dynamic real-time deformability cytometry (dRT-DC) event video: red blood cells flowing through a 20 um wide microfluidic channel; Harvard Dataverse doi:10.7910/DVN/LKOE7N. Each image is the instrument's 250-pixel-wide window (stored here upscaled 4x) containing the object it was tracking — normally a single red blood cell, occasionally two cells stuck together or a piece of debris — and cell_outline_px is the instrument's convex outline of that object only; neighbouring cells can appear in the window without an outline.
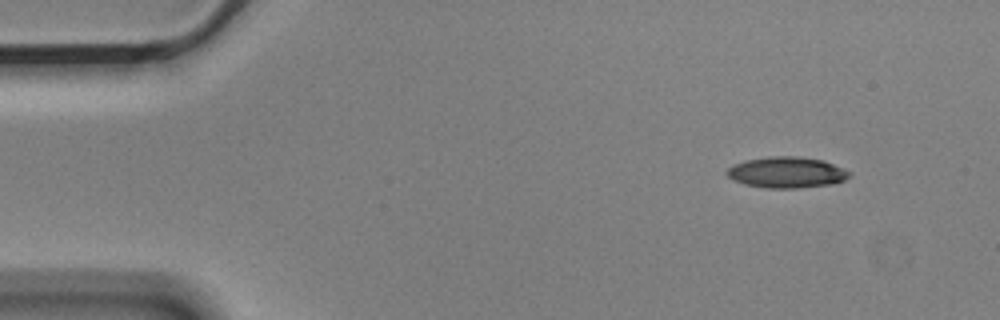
{"species": "Egyptian fruit bat (a non-hibernating species)", "species_latin": "Rousettus aegyptiacus", "temperature_condition": "cold", "stored_images_in_passage": 4, "camera_frame_rate_fps": 3000, "um_per_image_px": 0.085, "animal": {"sex": "male"}, "frame": {"image": 1, "passage_image": 1, "time_ms": 0.0, "image_size_px": [1000, 320], "cell_outline_px": [[852, 176], [844, 180], [832, 184], [800, 188], [764, 188], [744, 184], [732, 180], [724, 172], [732, 164], [744, 160], [768, 156], [796, 156], [824, 160], [844, 168], [852, 172]], "centroid_in_image_um": [66.86, 14.65], "position_along_channel_um": 18.1, "area_um2": 22.6}}
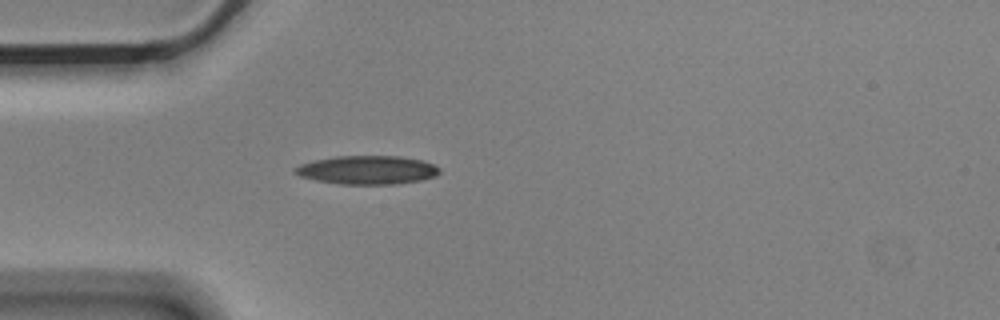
{"frame": {"image": 2, "passage_image": 4, "time_ms": 1.0, "image_size_px": [1000, 320], "cell_outline_px": [[440, 172], [436, 176], [420, 180], [396, 184], [340, 184], [316, 180], [300, 176], [292, 172], [292, 168], [300, 164], [316, 160], [336, 156], [400, 156], [424, 160], [440, 168]], "centroid_in_image_um": [31.22, 14.44], "position_along_channel_um": 53.8, "area_um2": 24.16}}